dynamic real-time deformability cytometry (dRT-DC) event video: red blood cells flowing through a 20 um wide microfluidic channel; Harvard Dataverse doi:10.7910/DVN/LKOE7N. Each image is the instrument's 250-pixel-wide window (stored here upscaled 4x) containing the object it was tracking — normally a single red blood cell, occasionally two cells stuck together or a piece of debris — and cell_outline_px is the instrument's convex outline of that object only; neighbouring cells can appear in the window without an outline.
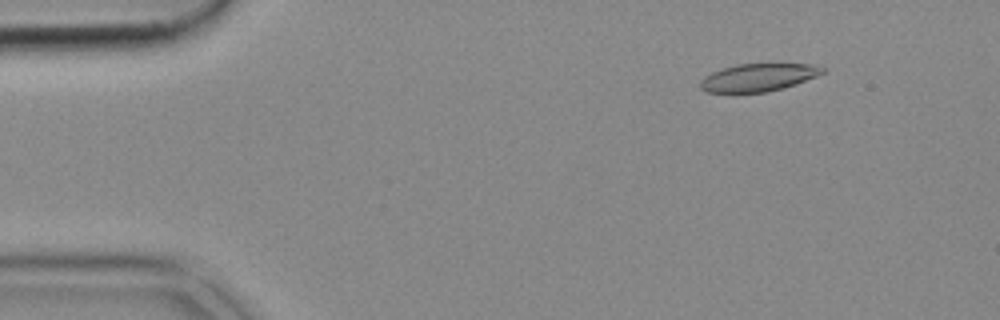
{"species": "common noctule bat (a hibernating species)", "species_latin": "Nyctalus noctula", "temperature_condition": "cold", "stored_images_in_passage": 52, "camera_frame_rate_fps": 3000, "um_per_image_px": 0.085, "animal": {"sex": "female", "body_mass_g": 18.4}, "frame": {"image": 1, "passage_image": 6, "time_ms": 1.667, "image_size_px": [1000, 320], "cell_outline_px": [[828, 72], [796, 84], [784, 88], [768, 92], [708, 92], [700, 88], [700, 80], [704, 76], [712, 72], [736, 64], [816, 64], [828, 68]], "centroid_in_image_um": [64.53, 6.57], "position_along_channel_um": 20.5, "area_um2": 19.94}}
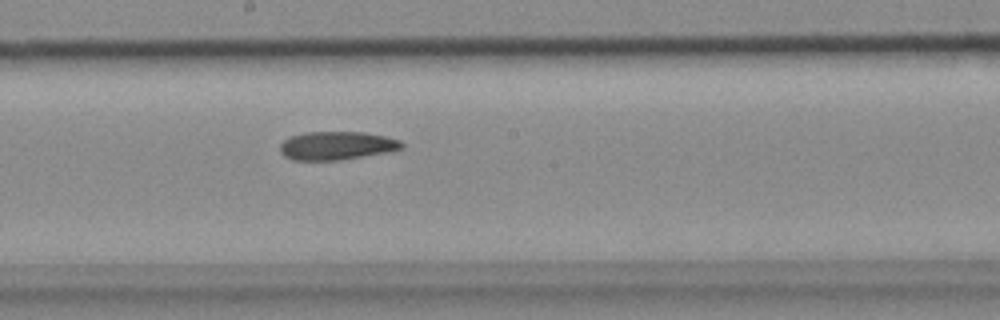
{"frame": {"image": 2, "passage_image": 28, "time_ms": 9.0, "image_size_px": [1000, 320], "cell_outline_px": [[404, 148], [384, 152], [340, 160], [292, 160], [284, 156], [280, 152], [280, 144], [288, 136], [304, 132], [364, 132], [384, 136], [400, 140], [404, 144]], "centroid_in_image_um": [28.57, 12.37], "position_along_channel_um": 219.6, "area_um2": 20.11}}
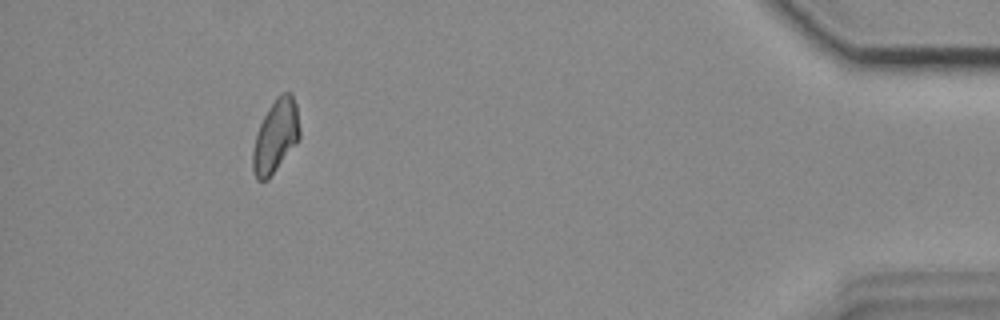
{"frame": {"image": 3, "passage_image": 48, "time_ms": 15.667, "image_size_px": [1000, 320], "cell_outline_px": [[300, 136], [296, 144], [268, 180], [256, 180], [252, 172], [252, 152], [256, 136], [260, 124], [268, 108], [276, 96], [284, 92], [292, 92], [296, 104], [300, 128]], "centroid_in_image_um": [23.43, 11.58], "position_along_channel_um": 411.8, "area_um2": 20.06}}